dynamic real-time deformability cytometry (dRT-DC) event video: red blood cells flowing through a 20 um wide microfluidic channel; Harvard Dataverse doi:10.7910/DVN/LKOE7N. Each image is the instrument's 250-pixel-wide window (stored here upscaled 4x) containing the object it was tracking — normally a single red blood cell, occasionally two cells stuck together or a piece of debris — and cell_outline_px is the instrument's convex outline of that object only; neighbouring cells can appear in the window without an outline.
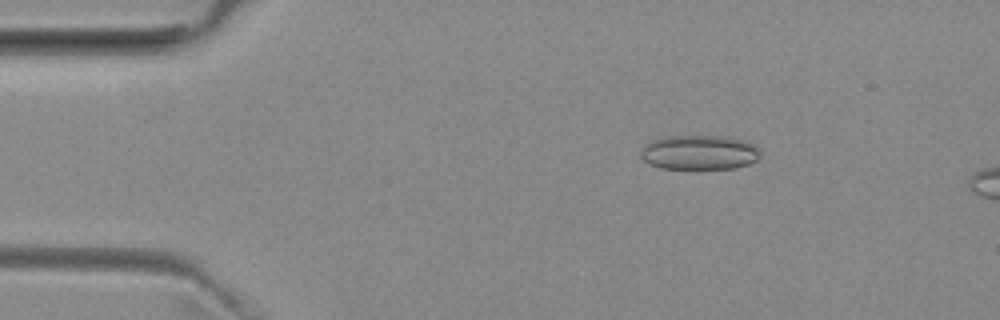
{"species": "common noctule bat (a hibernating species)", "species_latin": "Nyctalus noctula", "temperature_condition": "room temperature", "stored_images_in_passage": 15, "camera_frame_rate_fps": 3000, "um_per_image_px": 0.085, "animal": {"sex": "female", "body_mass_g": 29.2, "forearm_length_mm": 56.3}, "frame": {"image": 1, "passage_image": 7, "time_ms": 2.0, "image_size_px": [1000, 320], "cell_outline_px": [[760, 156], [756, 160], [748, 164], [732, 168], [660, 168], [648, 164], [640, 156], [640, 152], [644, 144], [652, 140], [664, 136], [720, 136], [744, 140], [756, 144], [760, 148]], "centroid_in_image_um": [59.43, 12.94], "position_along_channel_um": 25.6, "area_um2": 24.22}}